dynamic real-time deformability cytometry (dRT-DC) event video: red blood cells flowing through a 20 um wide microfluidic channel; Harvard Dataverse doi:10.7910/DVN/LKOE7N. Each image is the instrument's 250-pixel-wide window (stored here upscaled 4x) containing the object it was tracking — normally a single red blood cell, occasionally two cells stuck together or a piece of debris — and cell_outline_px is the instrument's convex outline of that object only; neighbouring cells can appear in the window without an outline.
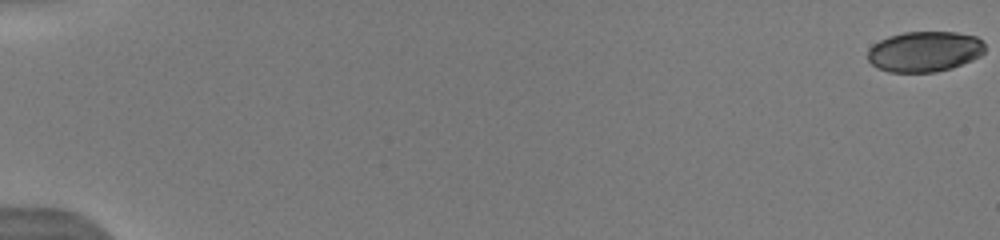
{"species": "human", "species_latin": "Homo sapiens", "temperature_condition": "warm", "stored_images_in_passage": 30, "camera_frame_rate_fps": 3000, "um_per_image_px": 0.085, "donor": {"sex": "male"}, "frame": {"image": 1, "passage_image": 1, "time_ms": 0.0, "image_size_px": [1000, 240], "cell_outline_px": [[984, 52], [980, 56], [972, 60], [952, 68], [936, 72], [888, 72], [876, 68], [868, 60], [868, 48], [872, 44], [888, 36], [904, 32], [956, 32], [976, 36], [984, 44]], "centroid_in_image_um": [78.56, 4.38], "position_along_channel_um": 6.4, "area_um2": 27.86}}
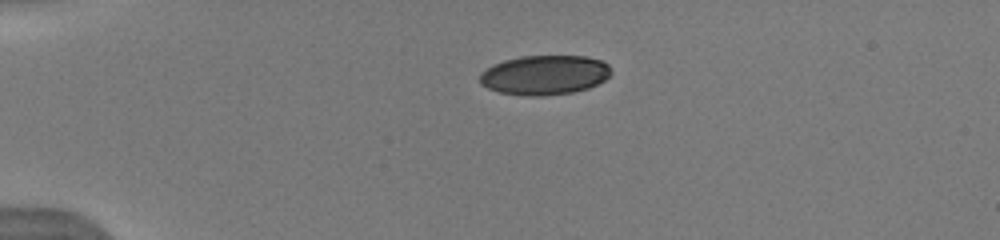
{"frame": {"image": 2, "passage_image": 16, "time_ms": 4.333, "image_size_px": [1000, 240], "cell_outline_px": [[612, 72], [604, 80], [588, 88], [572, 92], [540, 96], [528, 96], [500, 92], [488, 88], [480, 84], [480, 72], [492, 64], [504, 60], [520, 56], [588, 56], [600, 60], [608, 64]], "centroid_in_image_um": [46.27, 6.36], "position_along_channel_um": 38.7, "area_um2": 30.29}}